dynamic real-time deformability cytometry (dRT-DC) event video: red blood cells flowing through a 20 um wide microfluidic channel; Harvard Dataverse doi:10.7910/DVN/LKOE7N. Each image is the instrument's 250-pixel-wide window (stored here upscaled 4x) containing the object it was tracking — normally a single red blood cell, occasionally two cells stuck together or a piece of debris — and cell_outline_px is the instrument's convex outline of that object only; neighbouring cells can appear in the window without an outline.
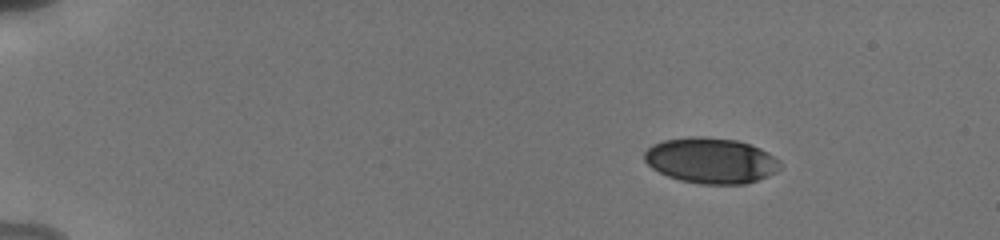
{"species": "human", "species_latin": "Homo sapiens", "temperature_condition": "cold", "stored_images_in_passage": 5, "camera_frame_rate_fps": 3000, "um_per_image_px": 0.085, "donor": {"sex": "male"}, "frame": {"image": 1, "passage_image": 2, "time_ms": 1.333, "image_size_px": [1000, 240], "cell_outline_px": [[780, 168], [776, 172], [768, 176], [744, 184], [700, 184], [680, 180], [668, 176], [652, 168], [644, 160], [644, 152], [652, 144], [664, 140], [688, 136], [704, 136], [736, 140], [760, 148], [768, 152], [780, 160]], "centroid_in_image_um": [60.42, 13.64], "position_along_channel_um": 24.6, "area_um2": 36.18}}
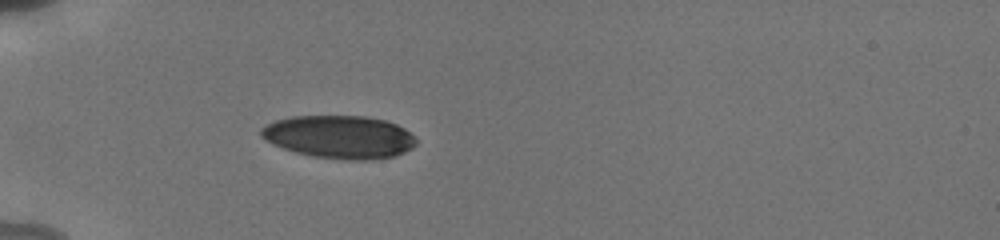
{"frame": {"image": 2, "passage_image": 5, "time_ms": 4.667, "image_size_px": [1000, 240], "cell_outline_px": [[416, 144], [412, 148], [404, 152], [392, 156], [368, 160], [344, 160], [312, 156], [296, 152], [272, 144], [260, 136], [260, 128], [276, 120], [292, 116], [364, 116], [384, 120], [396, 124], [404, 128], [416, 140]], "centroid_in_image_um": [28.83, 11.64], "position_along_channel_um": 56.2, "area_um2": 38.67}}